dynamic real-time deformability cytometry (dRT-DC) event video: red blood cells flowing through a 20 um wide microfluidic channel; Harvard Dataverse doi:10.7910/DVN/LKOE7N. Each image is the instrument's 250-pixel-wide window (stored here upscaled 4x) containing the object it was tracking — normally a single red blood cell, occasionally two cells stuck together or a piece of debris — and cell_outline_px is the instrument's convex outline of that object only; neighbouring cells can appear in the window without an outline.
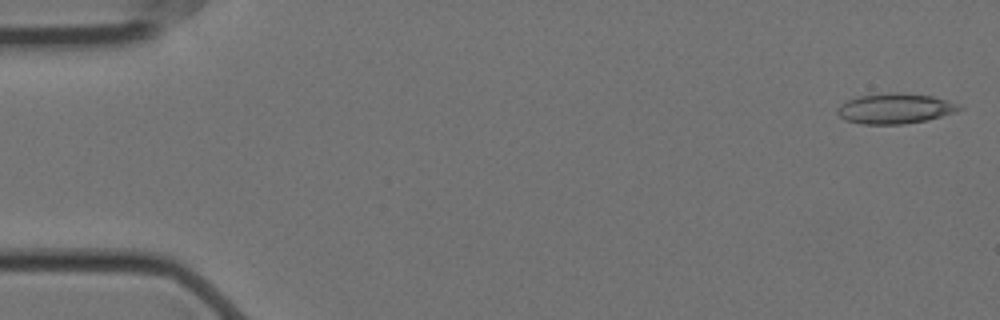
{"species": "Egyptian fruit bat (a non-hibernating species)", "species_latin": "Rousettus aegyptiacus", "temperature_condition": "cold", "stored_images_in_passage": 56, "camera_frame_rate_fps": 3000, "um_per_image_px": 0.085, "animal": {"sex": "female"}, "frame": {"image": 1, "passage_image": 1, "time_ms": 0.0, "image_size_px": [1000, 320], "cell_outline_px": [[964, 108], [956, 112], [924, 120], [904, 124], [860, 124], [844, 120], [836, 112], [836, 108], [840, 104], [848, 100], [860, 96], [888, 92], [900, 92], [932, 96], [964, 104]], "centroid_in_image_um": [76.1, 9.22], "position_along_channel_um": 8.9, "area_um2": 21.73}}
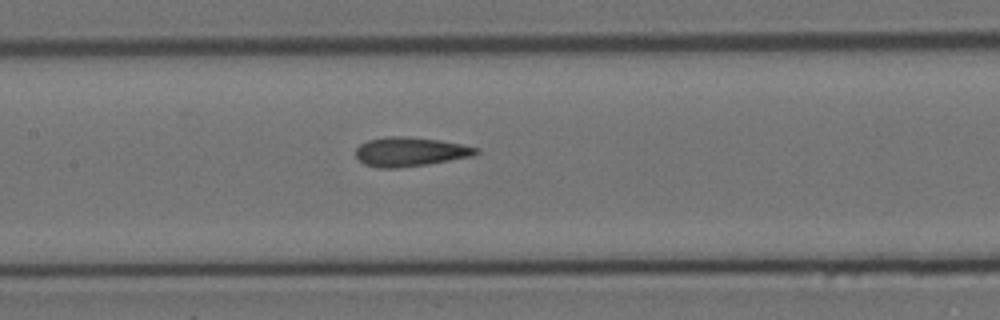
{"frame": {"image": 2, "passage_image": 26, "time_ms": 8.333, "image_size_px": [1000, 320], "cell_outline_px": [[480, 152], [472, 156], [428, 164], [400, 168], [376, 168], [364, 164], [356, 156], [356, 148], [360, 144], [368, 140], [384, 136], [408, 136], [440, 140], [480, 148]], "centroid_in_image_um": [34.85, 12.9], "position_along_channel_um": 172.6, "area_um2": 20.63}}
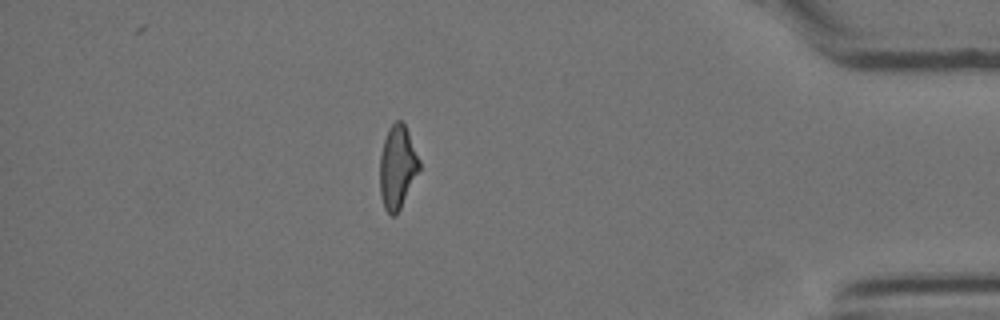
{"frame": {"image": 3, "passage_image": 49, "time_ms": 16.0, "image_size_px": [1000, 320], "cell_outline_px": [[420, 168], [396, 216], [392, 216], [384, 208], [380, 196], [380, 156], [384, 140], [388, 128], [396, 120], [400, 120], [404, 124], [408, 132], [420, 160]], "centroid_in_image_um": [33.77, 14.2], "position_along_channel_um": 401.4, "area_um2": 18.96}, "authors_computed_cell_mechanics": {"area_um2": 20.2589, "velocity_mm_per_s": 3.5285, "shape_relaxation_time_tau1_ms": 9.6182, "shape_relaxation_time_tau2_ms": 2.2516, "deformation_change_tau1": 0.216, "deformation_change_tau2": 0.1185}}